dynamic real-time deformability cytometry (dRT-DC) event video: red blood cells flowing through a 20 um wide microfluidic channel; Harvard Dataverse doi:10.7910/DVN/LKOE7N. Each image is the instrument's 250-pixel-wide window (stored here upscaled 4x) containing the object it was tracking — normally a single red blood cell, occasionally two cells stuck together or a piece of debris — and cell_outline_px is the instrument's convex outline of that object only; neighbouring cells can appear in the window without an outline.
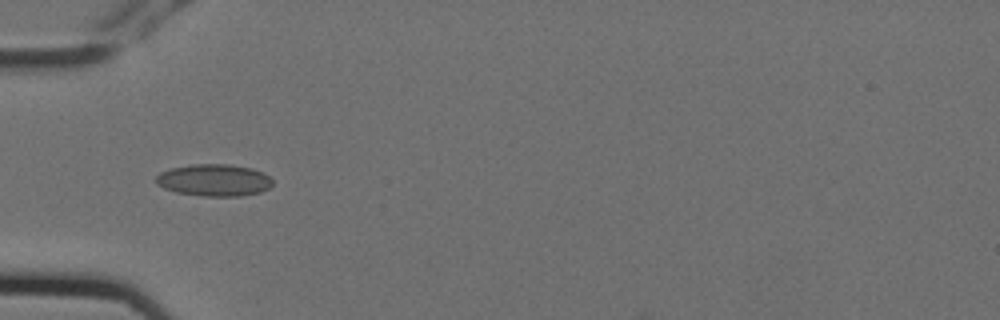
{"species": "Egyptian fruit bat (a non-hibernating species)", "species_latin": "Rousettus aegyptiacus", "temperature_condition": "cold", "stored_images_in_passage": 5, "camera_frame_rate_fps": 3000, "um_per_image_px": 0.085, "animal": {"sex": "female"}, "frame": {"image": 1, "passage_image": 5, "time_ms": 1.333, "image_size_px": [1000, 320], "cell_outline_px": [[272, 184], [268, 188], [260, 192], [240, 196], [200, 196], [176, 192], [164, 188], [156, 184], [156, 176], [160, 172], [172, 168], [192, 164], [228, 164], [252, 168], [264, 172], [272, 180]], "centroid_in_image_um": [18.19, 15.31], "position_along_channel_um": 66.8, "area_um2": 21.79}}